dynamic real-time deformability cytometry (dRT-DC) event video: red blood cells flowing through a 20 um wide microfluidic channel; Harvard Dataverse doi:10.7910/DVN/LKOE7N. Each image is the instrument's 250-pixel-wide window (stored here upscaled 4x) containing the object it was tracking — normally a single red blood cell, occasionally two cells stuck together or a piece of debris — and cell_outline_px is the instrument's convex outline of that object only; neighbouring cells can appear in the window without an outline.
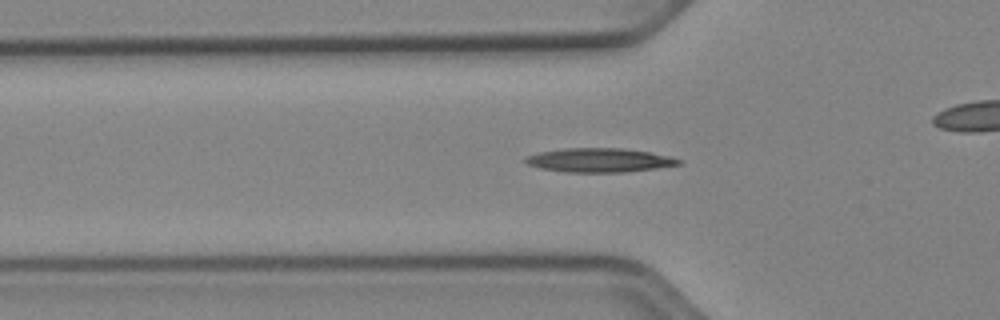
{"species": "Egyptian fruit bat (a non-hibernating species)", "species_latin": "Rousettus aegyptiacus", "temperature_condition": "cold", "stored_images_in_passage": 48, "camera_frame_rate_fps": 3000, "um_per_image_px": 0.085, "animal": {"sex": "female"}, "frame": {"image": 1, "passage_image": 13, "time_ms": 4.0, "image_size_px": [1000, 320], "cell_outline_px": [[680, 164], [656, 168], [624, 172], [564, 172], [540, 168], [528, 164], [524, 160], [524, 156], [540, 152], [564, 148], [624, 148], [648, 152], [680, 160]], "centroid_in_image_um": [50.85, 13.61], "position_along_channel_um": 74.9, "area_um2": 21.15}}
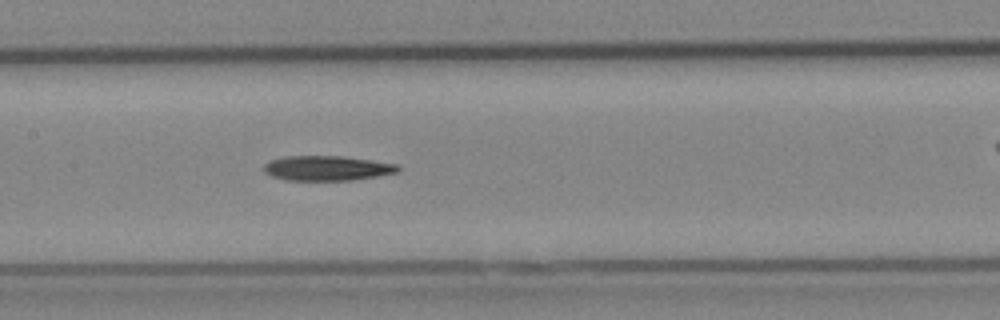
{"frame": {"image": 2, "passage_image": 21, "time_ms": 6.667, "image_size_px": [1000, 320], "cell_outline_px": [[400, 172], [352, 180], [288, 180], [272, 176], [264, 172], [264, 164], [272, 160], [284, 156], [344, 156], [400, 164]], "centroid_in_image_um": [27.85, 14.29], "position_along_channel_um": 179.6, "area_um2": 19.48}}
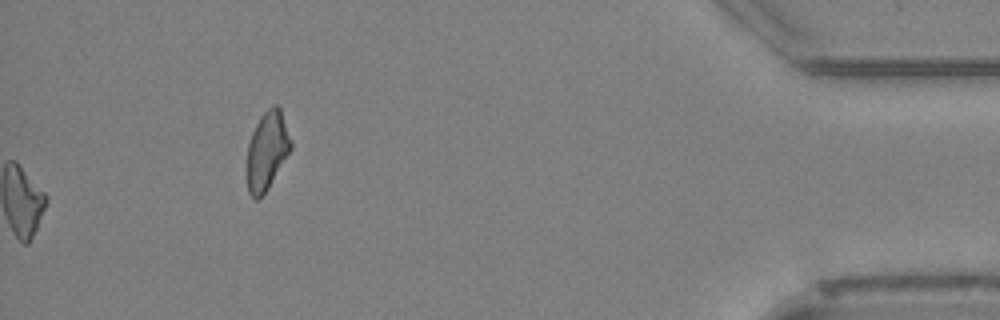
{"frame": {"image": 3, "passage_image": 48, "time_ms": 15.667, "image_size_px": [1000, 320], "cell_outline_px": [[292, 148], [268, 188], [256, 200], [248, 192], [244, 172], [248, 144], [252, 132], [260, 116], [272, 104], [276, 104], [280, 108], [292, 140]], "centroid_in_image_um": [22.66, 12.81], "position_along_channel_um": 412.5, "area_um2": 20.46}}